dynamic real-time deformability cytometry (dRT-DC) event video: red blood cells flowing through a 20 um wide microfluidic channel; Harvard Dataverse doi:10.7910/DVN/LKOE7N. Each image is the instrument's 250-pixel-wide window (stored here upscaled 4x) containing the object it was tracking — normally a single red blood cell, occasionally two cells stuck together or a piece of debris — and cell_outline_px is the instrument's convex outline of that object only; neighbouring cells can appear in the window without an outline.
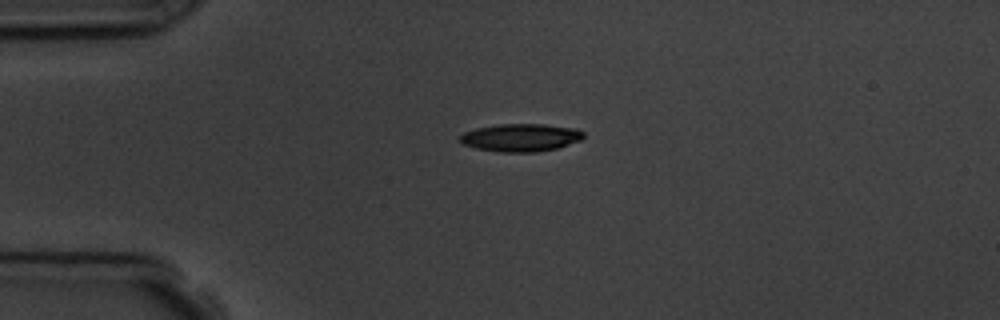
{"species": "common noctule bat (a hibernating species)", "species_latin": "Nyctalus noctula", "temperature_condition": "room temperature", "stored_images_in_passage": 2, "camera_frame_rate_fps": 3000, "um_per_image_px": 0.085, "animal": {"sex": "male", "body_mass_g": 19.5, "forearm_length_mm": 54.6}, "frame": {"image": 1, "passage_image": 1, "time_ms": 0.0, "image_size_px": [1000, 320], "cell_outline_px": [[584, 136], [580, 140], [556, 148], [532, 152], [500, 152], [476, 148], [460, 144], [460, 136], [464, 132], [476, 128], [500, 124], [544, 124], [576, 128], [584, 132]], "centroid_in_image_um": [44.24, 11.69], "position_along_channel_um": 40.8, "area_um2": 19.94}}